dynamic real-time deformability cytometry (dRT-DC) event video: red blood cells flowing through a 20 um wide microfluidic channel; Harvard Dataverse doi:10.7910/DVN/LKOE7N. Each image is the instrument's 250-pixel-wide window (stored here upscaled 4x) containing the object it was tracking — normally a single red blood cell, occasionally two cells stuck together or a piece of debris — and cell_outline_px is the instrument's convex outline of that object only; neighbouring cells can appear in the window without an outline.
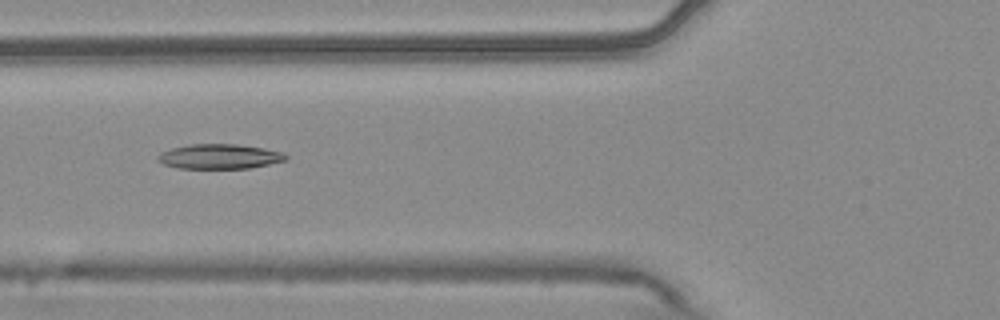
{"species": "common noctule bat (a hibernating species)", "species_latin": "Nyctalus noctula", "temperature_condition": "warm", "stored_images_in_passage": 7, "camera_frame_rate_fps": 3000, "um_per_image_px": 0.085, "animal": {"sex": "male", "body_mass_g": 20.4}, "frame": {"image": 1, "passage_image": 6, "time_ms": 1.667, "image_size_px": [1000, 320], "cell_outline_px": [[288, 160], [248, 168], [176, 168], [164, 164], [156, 160], [156, 156], [160, 152], [172, 148], [188, 144], [236, 144], [284, 152], [288, 156]], "centroid_in_image_um": [18.62, 13.3], "position_along_channel_um": 107.2, "area_um2": 18.5}}
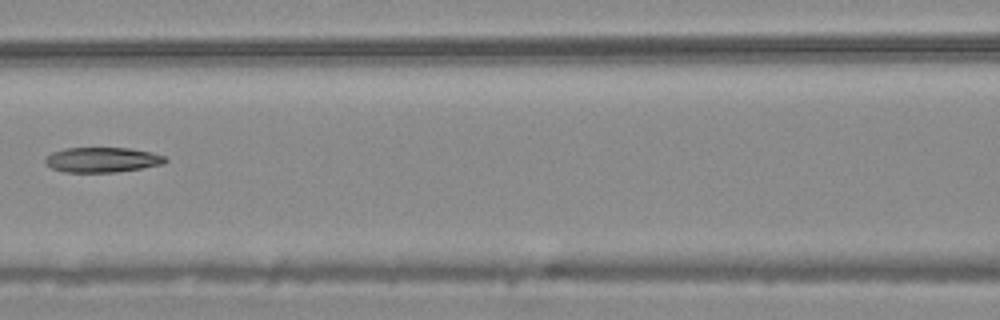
{"frame": {"image": 2, "passage_image": 7, "time_ms": 2.0, "image_size_px": [1000, 320], "cell_outline_px": [[168, 160], [164, 164], [116, 172], [64, 172], [52, 168], [44, 160], [52, 152], [64, 148], [128, 148], [152, 152], [164, 156]], "centroid_in_image_um": [8.71, 13.58], "position_along_channel_um": 157.9, "area_um2": 17.4}}